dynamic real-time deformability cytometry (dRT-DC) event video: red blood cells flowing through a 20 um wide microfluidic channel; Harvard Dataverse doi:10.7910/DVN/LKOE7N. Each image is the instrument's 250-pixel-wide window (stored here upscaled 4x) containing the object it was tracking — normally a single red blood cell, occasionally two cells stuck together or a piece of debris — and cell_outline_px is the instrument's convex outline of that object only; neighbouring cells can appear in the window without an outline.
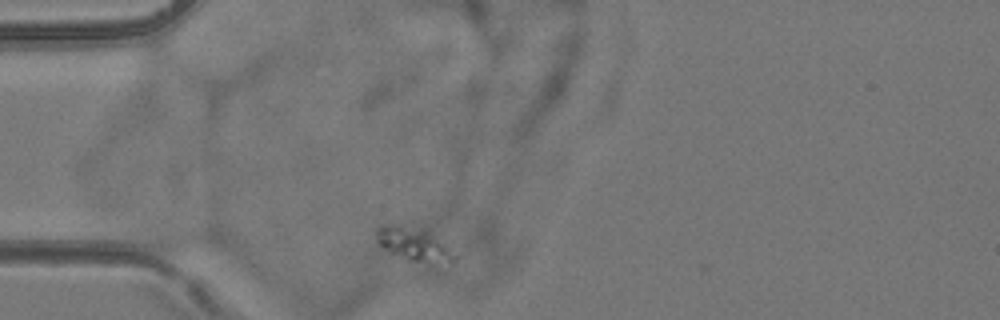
{"species": "common noctule bat (a hibernating species)", "species_latin": "Nyctalus noctula", "temperature_condition": "room temperature", "stored_images_in_passage": 2, "camera_frame_rate_fps": 3000, "um_per_image_px": 0.085, "animal": {"sex": "female", "body_mass_g": 24.6, "forearm_length_mm": 56.2}, "frame": {"image": 1, "passage_image": 1, "time_ms": 0.0, "image_size_px": [1000, 320], "cell_outline_px": [[456, 260], [428, 268], [408, 260], [380, 244], [376, 236], [376, 228], [380, 224], [404, 220], [416, 220], [448, 244], [456, 256]], "centroid_in_image_um": [35.26, 20.66], "position_along_channel_um": 49.7, "area_um2": 17.28}}